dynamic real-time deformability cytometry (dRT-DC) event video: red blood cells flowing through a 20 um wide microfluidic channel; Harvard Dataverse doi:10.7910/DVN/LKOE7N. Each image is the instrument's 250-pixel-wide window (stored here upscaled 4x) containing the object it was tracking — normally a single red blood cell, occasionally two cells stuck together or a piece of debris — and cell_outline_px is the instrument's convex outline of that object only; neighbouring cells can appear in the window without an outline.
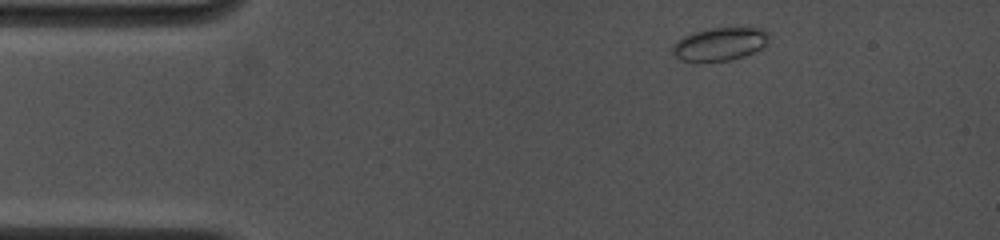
{"species": "common noctule bat (a hibernating species)", "species_latin": "Nyctalus noctula", "temperature_condition": "cold", "stored_images_in_passage": 5, "camera_frame_rate_fps": 4500, "um_per_image_px": 0.085, "animal": {"sex": "female", "body_mass_g": 19.0, "forearm_length_mm": 53.3}, "frame": {"image": 1, "passage_image": 1, "time_ms": 0.0, "image_size_px": [1000, 240], "cell_outline_px": [[768, 32], [764, 44], [760, 48], [744, 56], [728, 60], [680, 60], [672, 52], [672, 48], [684, 36], [696, 32], [712, 28], [752, 24], [764, 28]], "centroid_in_image_um": [61.27, 3.67], "position_along_channel_um": 23.7, "area_um2": 18.5}}
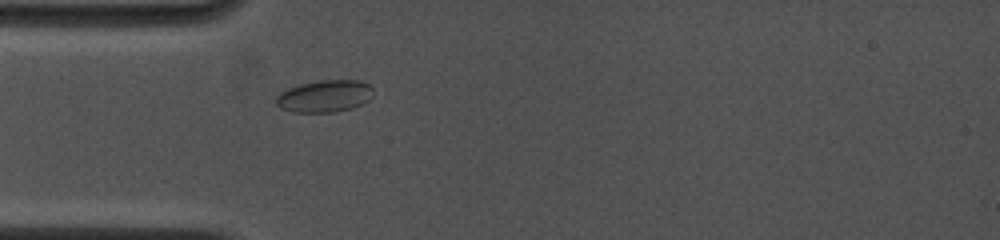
{"frame": {"image": 2, "passage_image": 5, "time_ms": 2.444, "image_size_px": [1000, 240], "cell_outline_px": [[372, 96], [368, 100], [352, 108], [332, 112], [292, 112], [280, 108], [276, 104], [276, 96], [280, 92], [288, 88], [300, 84], [320, 80], [360, 80], [368, 84], [372, 88]], "centroid_in_image_um": [27.57, 8.17], "position_along_channel_um": 57.4, "area_um2": 18.15}}